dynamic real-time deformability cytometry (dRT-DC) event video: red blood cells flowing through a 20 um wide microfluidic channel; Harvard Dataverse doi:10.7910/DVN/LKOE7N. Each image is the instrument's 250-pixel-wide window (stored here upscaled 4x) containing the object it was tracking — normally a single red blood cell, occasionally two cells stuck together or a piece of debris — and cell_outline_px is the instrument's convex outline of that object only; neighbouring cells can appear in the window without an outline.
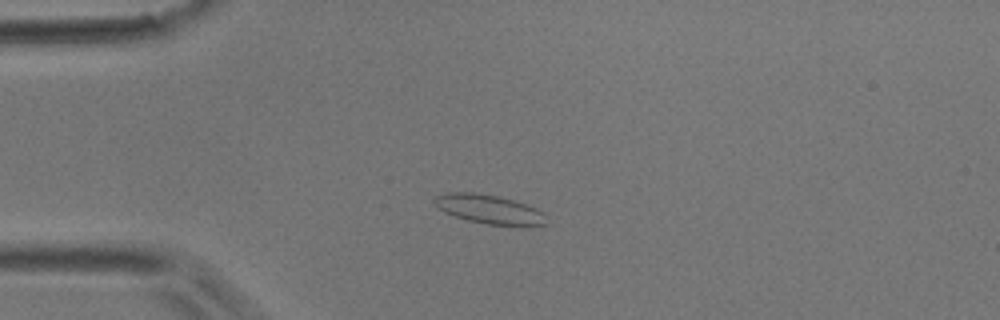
{"species": "common noctule bat (a hibernating species)", "species_latin": "Nyctalus noctula", "temperature_condition": "room temperature", "stored_images_in_passage": 3, "camera_frame_rate_fps": 3000, "um_per_image_px": 0.085, "animal": {"sex": "male", "body_mass_g": 17.9}, "frame": {"image": 1, "passage_image": 2, "time_ms": 0.333, "image_size_px": [1000, 320], "cell_outline_px": [[544, 224], [488, 224], [468, 220], [444, 212], [436, 208], [432, 200], [436, 196], [448, 192], [472, 192], [496, 196], [512, 200], [536, 208], [544, 212]], "centroid_in_image_um": [41.46, 17.75], "position_along_channel_um": 43.5, "area_um2": 18.32}}